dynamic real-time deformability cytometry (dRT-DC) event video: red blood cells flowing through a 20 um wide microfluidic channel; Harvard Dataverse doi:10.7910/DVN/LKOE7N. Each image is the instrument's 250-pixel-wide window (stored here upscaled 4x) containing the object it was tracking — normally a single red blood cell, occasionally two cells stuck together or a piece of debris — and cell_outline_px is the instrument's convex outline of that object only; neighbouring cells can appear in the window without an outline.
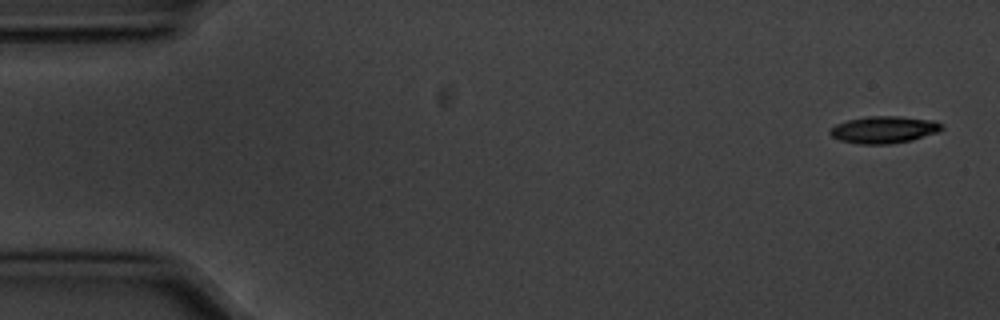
{"species": "common noctule bat (a hibernating species)", "species_latin": "Nyctalus noctula", "temperature_condition": "cold", "stored_images_in_passage": 4, "camera_frame_rate_fps": 3000, "um_per_image_px": 0.085, "animal": {"sex": "male", "body_mass_g": 20.1, "forearm_length_mm": 53.5}, "frame": {"image": 1, "passage_image": 1, "time_ms": 0.0, "image_size_px": [1000, 320], "cell_outline_px": [[944, 128], [940, 132], [912, 140], [888, 144], [860, 144], [840, 140], [832, 136], [828, 132], [836, 124], [848, 120], [868, 116], [900, 116], [936, 120], [944, 124]], "centroid_in_image_um": [75.21, 11.01], "position_along_channel_um": 9.8, "area_um2": 17.8}}
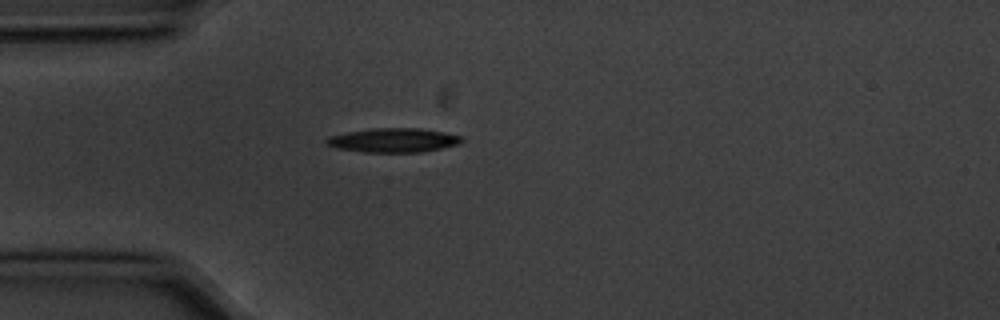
{"frame": {"image": 2, "passage_image": 4, "time_ms": 1.0, "image_size_px": [1000, 320], "cell_outline_px": [[464, 140], [460, 144], [420, 152], [364, 152], [336, 148], [324, 144], [324, 140], [328, 136], [348, 132], [372, 128], [420, 128], [444, 132], [460, 136]], "centroid_in_image_um": [33.4, 11.92], "position_along_channel_um": 51.6, "area_um2": 19.07}}